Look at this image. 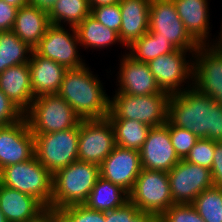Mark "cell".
<instances>
[{
    "instance_id": "obj_1",
    "label": "cell",
    "mask_w": 222,
    "mask_h": 222,
    "mask_svg": "<svg viewBox=\"0 0 222 222\" xmlns=\"http://www.w3.org/2000/svg\"><path fill=\"white\" fill-rule=\"evenodd\" d=\"M168 100L167 121L190 130L198 138L222 142V105L193 86Z\"/></svg>"
},
{
    "instance_id": "obj_2",
    "label": "cell",
    "mask_w": 222,
    "mask_h": 222,
    "mask_svg": "<svg viewBox=\"0 0 222 222\" xmlns=\"http://www.w3.org/2000/svg\"><path fill=\"white\" fill-rule=\"evenodd\" d=\"M87 66L67 69L58 94L71 106L81 120H100L109 114L110 96L103 83Z\"/></svg>"
},
{
    "instance_id": "obj_3",
    "label": "cell",
    "mask_w": 222,
    "mask_h": 222,
    "mask_svg": "<svg viewBox=\"0 0 222 222\" xmlns=\"http://www.w3.org/2000/svg\"><path fill=\"white\" fill-rule=\"evenodd\" d=\"M100 177V166L76 160L53 174L50 210L84 204Z\"/></svg>"
},
{
    "instance_id": "obj_4",
    "label": "cell",
    "mask_w": 222,
    "mask_h": 222,
    "mask_svg": "<svg viewBox=\"0 0 222 222\" xmlns=\"http://www.w3.org/2000/svg\"><path fill=\"white\" fill-rule=\"evenodd\" d=\"M170 94H150L134 96L115 93L110 98L109 120H135L150 127H158L167 123L168 100Z\"/></svg>"
},
{
    "instance_id": "obj_5",
    "label": "cell",
    "mask_w": 222,
    "mask_h": 222,
    "mask_svg": "<svg viewBox=\"0 0 222 222\" xmlns=\"http://www.w3.org/2000/svg\"><path fill=\"white\" fill-rule=\"evenodd\" d=\"M24 117L33 135L67 130L82 121L58 93L34 98Z\"/></svg>"
},
{
    "instance_id": "obj_6",
    "label": "cell",
    "mask_w": 222,
    "mask_h": 222,
    "mask_svg": "<svg viewBox=\"0 0 222 222\" xmlns=\"http://www.w3.org/2000/svg\"><path fill=\"white\" fill-rule=\"evenodd\" d=\"M0 183L33 196L47 209L51 206L53 174L35 155L27 161L4 167L0 171Z\"/></svg>"
},
{
    "instance_id": "obj_7",
    "label": "cell",
    "mask_w": 222,
    "mask_h": 222,
    "mask_svg": "<svg viewBox=\"0 0 222 222\" xmlns=\"http://www.w3.org/2000/svg\"><path fill=\"white\" fill-rule=\"evenodd\" d=\"M78 145L79 126L34 134L35 157L52 174L78 160Z\"/></svg>"
},
{
    "instance_id": "obj_8",
    "label": "cell",
    "mask_w": 222,
    "mask_h": 222,
    "mask_svg": "<svg viewBox=\"0 0 222 222\" xmlns=\"http://www.w3.org/2000/svg\"><path fill=\"white\" fill-rule=\"evenodd\" d=\"M129 201L139 210L152 213L158 219L174 204L168 173L142 169L129 192Z\"/></svg>"
},
{
    "instance_id": "obj_9",
    "label": "cell",
    "mask_w": 222,
    "mask_h": 222,
    "mask_svg": "<svg viewBox=\"0 0 222 222\" xmlns=\"http://www.w3.org/2000/svg\"><path fill=\"white\" fill-rule=\"evenodd\" d=\"M149 31L179 50L195 51L199 44L190 36L176 11L173 0H151Z\"/></svg>"
},
{
    "instance_id": "obj_10",
    "label": "cell",
    "mask_w": 222,
    "mask_h": 222,
    "mask_svg": "<svg viewBox=\"0 0 222 222\" xmlns=\"http://www.w3.org/2000/svg\"><path fill=\"white\" fill-rule=\"evenodd\" d=\"M187 52L192 55L190 60L186 59ZM193 55L194 51L177 49L160 55L147 63L162 91L170 95L177 94L187 89V87L183 88L185 83L188 82L189 86L192 85L193 61L191 60ZM189 80H191L190 83Z\"/></svg>"
},
{
    "instance_id": "obj_11",
    "label": "cell",
    "mask_w": 222,
    "mask_h": 222,
    "mask_svg": "<svg viewBox=\"0 0 222 222\" xmlns=\"http://www.w3.org/2000/svg\"><path fill=\"white\" fill-rule=\"evenodd\" d=\"M192 61V86L222 105V49L199 45Z\"/></svg>"
},
{
    "instance_id": "obj_12",
    "label": "cell",
    "mask_w": 222,
    "mask_h": 222,
    "mask_svg": "<svg viewBox=\"0 0 222 222\" xmlns=\"http://www.w3.org/2000/svg\"><path fill=\"white\" fill-rule=\"evenodd\" d=\"M69 29L68 32L64 26L51 24L33 51L43 58L61 64L66 69H76L86 65L78 54L80 43L75 27Z\"/></svg>"
},
{
    "instance_id": "obj_13",
    "label": "cell",
    "mask_w": 222,
    "mask_h": 222,
    "mask_svg": "<svg viewBox=\"0 0 222 222\" xmlns=\"http://www.w3.org/2000/svg\"><path fill=\"white\" fill-rule=\"evenodd\" d=\"M174 204H192L204 190L212 188L211 170L181 159L168 172Z\"/></svg>"
},
{
    "instance_id": "obj_14",
    "label": "cell",
    "mask_w": 222,
    "mask_h": 222,
    "mask_svg": "<svg viewBox=\"0 0 222 222\" xmlns=\"http://www.w3.org/2000/svg\"><path fill=\"white\" fill-rule=\"evenodd\" d=\"M115 132L108 118L79 124L78 160L101 165L115 147Z\"/></svg>"
},
{
    "instance_id": "obj_15",
    "label": "cell",
    "mask_w": 222,
    "mask_h": 222,
    "mask_svg": "<svg viewBox=\"0 0 222 222\" xmlns=\"http://www.w3.org/2000/svg\"><path fill=\"white\" fill-rule=\"evenodd\" d=\"M34 155V135L25 117L0 127V171L6 166L27 161Z\"/></svg>"
},
{
    "instance_id": "obj_16",
    "label": "cell",
    "mask_w": 222,
    "mask_h": 222,
    "mask_svg": "<svg viewBox=\"0 0 222 222\" xmlns=\"http://www.w3.org/2000/svg\"><path fill=\"white\" fill-rule=\"evenodd\" d=\"M142 169L139 151L115 145L100 165V177L129 193Z\"/></svg>"
},
{
    "instance_id": "obj_17",
    "label": "cell",
    "mask_w": 222,
    "mask_h": 222,
    "mask_svg": "<svg viewBox=\"0 0 222 222\" xmlns=\"http://www.w3.org/2000/svg\"><path fill=\"white\" fill-rule=\"evenodd\" d=\"M143 169L169 172L181 159L175 152L166 125L151 127L140 149Z\"/></svg>"
},
{
    "instance_id": "obj_18",
    "label": "cell",
    "mask_w": 222,
    "mask_h": 222,
    "mask_svg": "<svg viewBox=\"0 0 222 222\" xmlns=\"http://www.w3.org/2000/svg\"><path fill=\"white\" fill-rule=\"evenodd\" d=\"M122 59V60H121ZM120 59L118 71V89L116 93L134 96L163 94L147 63L134 60L128 54Z\"/></svg>"
},
{
    "instance_id": "obj_19",
    "label": "cell",
    "mask_w": 222,
    "mask_h": 222,
    "mask_svg": "<svg viewBox=\"0 0 222 222\" xmlns=\"http://www.w3.org/2000/svg\"><path fill=\"white\" fill-rule=\"evenodd\" d=\"M151 0H121L122 23L119 39L126 48L149 31Z\"/></svg>"
},
{
    "instance_id": "obj_20",
    "label": "cell",
    "mask_w": 222,
    "mask_h": 222,
    "mask_svg": "<svg viewBox=\"0 0 222 222\" xmlns=\"http://www.w3.org/2000/svg\"><path fill=\"white\" fill-rule=\"evenodd\" d=\"M0 209L8 222H29L47 208L36 198L0 183Z\"/></svg>"
},
{
    "instance_id": "obj_21",
    "label": "cell",
    "mask_w": 222,
    "mask_h": 222,
    "mask_svg": "<svg viewBox=\"0 0 222 222\" xmlns=\"http://www.w3.org/2000/svg\"><path fill=\"white\" fill-rule=\"evenodd\" d=\"M31 71V89L34 98L58 93L66 68L61 64L41 57L32 51L28 62Z\"/></svg>"
},
{
    "instance_id": "obj_22",
    "label": "cell",
    "mask_w": 222,
    "mask_h": 222,
    "mask_svg": "<svg viewBox=\"0 0 222 222\" xmlns=\"http://www.w3.org/2000/svg\"><path fill=\"white\" fill-rule=\"evenodd\" d=\"M0 90L25 113L34 99L29 64L11 66L0 73Z\"/></svg>"
},
{
    "instance_id": "obj_23",
    "label": "cell",
    "mask_w": 222,
    "mask_h": 222,
    "mask_svg": "<svg viewBox=\"0 0 222 222\" xmlns=\"http://www.w3.org/2000/svg\"><path fill=\"white\" fill-rule=\"evenodd\" d=\"M173 3L190 36L199 45L211 44L208 0H173Z\"/></svg>"
},
{
    "instance_id": "obj_24",
    "label": "cell",
    "mask_w": 222,
    "mask_h": 222,
    "mask_svg": "<svg viewBox=\"0 0 222 222\" xmlns=\"http://www.w3.org/2000/svg\"><path fill=\"white\" fill-rule=\"evenodd\" d=\"M50 25L48 11L29 3L18 9L12 31L34 49Z\"/></svg>"
},
{
    "instance_id": "obj_25",
    "label": "cell",
    "mask_w": 222,
    "mask_h": 222,
    "mask_svg": "<svg viewBox=\"0 0 222 222\" xmlns=\"http://www.w3.org/2000/svg\"><path fill=\"white\" fill-rule=\"evenodd\" d=\"M129 201V193L119 185L99 177L84 203L95 211H111Z\"/></svg>"
},
{
    "instance_id": "obj_26",
    "label": "cell",
    "mask_w": 222,
    "mask_h": 222,
    "mask_svg": "<svg viewBox=\"0 0 222 222\" xmlns=\"http://www.w3.org/2000/svg\"><path fill=\"white\" fill-rule=\"evenodd\" d=\"M80 46L85 48H107L112 44L121 43L119 35L105 27L91 15L75 27Z\"/></svg>"
},
{
    "instance_id": "obj_27",
    "label": "cell",
    "mask_w": 222,
    "mask_h": 222,
    "mask_svg": "<svg viewBox=\"0 0 222 222\" xmlns=\"http://www.w3.org/2000/svg\"><path fill=\"white\" fill-rule=\"evenodd\" d=\"M32 51L12 30L0 31V73L11 66L28 63Z\"/></svg>"
},
{
    "instance_id": "obj_28",
    "label": "cell",
    "mask_w": 222,
    "mask_h": 222,
    "mask_svg": "<svg viewBox=\"0 0 222 222\" xmlns=\"http://www.w3.org/2000/svg\"><path fill=\"white\" fill-rule=\"evenodd\" d=\"M90 12L88 0H57L48 15L51 24L63 26L67 23L69 27H76Z\"/></svg>"
},
{
    "instance_id": "obj_29",
    "label": "cell",
    "mask_w": 222,
    "mask_h": 222,
    "mask_svg": "<svg viewBox=\"0 0 222 222\" xmlns=\"http://www.w3.org/2000/svg\"><path fill=\"white\" fill-rule=\"evenodd\" d=\"M115 132V144L140 151L151 127L135 120H110Z\"/></svg>"
},
{
    "instance_id": "obj_30",
    "label": "cell",
    "mask_w": 222,
    "mask_h": 222,
    "mask_svg": "<svg viewBox=\"0 0 222 222\" xmlns=\"http://www.w3.org/2000/svg\"><path fill=\"white\" fill-rule=\"evenodd\" d=\"M126 49L131 50L128 55L134 60L144 63H148L160 55L177 50L170 41H165L162 37H154L150 31L134 41Z\"/></svg>"
},
{
    "instance_id": "obj_31",
    "label": "cell",
    "mask_w": 222,
    "mask_h": 222,
    "mask_svg": "<svg viewBox=\"0 0 222 222\" xmlns=\"http://www.w3.org/2000/svg\"><path fill=\"white\" fill-rule=\"evenodd\" d=\"M192 205L205 222H222V188L213 186L199 194Z\"/></svg>"
},
{
    "instance_id": "obj_32",
    "label": "cell",
    "mask_w": 222,
    "mask_h": 222,
    "mask_svg": "<svg viewBox=\"0 0 222 222\" xmlns=\"http://www.w3.org/2000/svg\"><path fill=\"white\" fill-rule=\"evenodd\" d=\"M108 222H157V218L149 212L139 210L130 201L123 206L105 212Z\"/></svg>"
},
{
    "instance_id": "obj_33",
    "label": "cell",
    "mask_w": 222,
    "mask_h": 222,
    "mask_svg": "<svg viewBox=\"0 0 222 222\" xmlns=\"http://www.w3.org/2000/svg\"><path fill=\"white\" fill-rule=\"evenodd\" d=\"M56 212L60 222H108L105 212L95 211L84 204L67 206Z\"/></svg>"
},
{
    "instance_id": "obj_34",
    "label": "cell",
    "mask_w": 222,
    "mask_h": 222,
    "mask_svg": "<svg viewBox=\"0 0 222 222\" xmlns=\"http://www.w3.org/2000/svg\"><path fill=\"white\" fill-rule=\"evenodd\" d=\"M165 125L169 128V135L176 154L180 159H185L199 138L190 130L173 126L168 121Z\"/></svg>"
},
{
    "instance_id": "obj_35",
    "label": "cell",
    "mask_w": 222,
    "mask_h": 222,
    "mask_svg": "<svg viewBox=\"0 0 222 222\" xmlns=\"http://www.w3.org/2000/svg\"><path fill=\"white\" fill-rule=\"evenodd\" d=\"M157 222H205L192 204H173Z\"/></svg>"
},
{
    "instance_id": "obj_36",
    "label": "cell",
    "mask_w": 222,
    "mask_h": 222,
    "mask_svg": "<svg viewBox=\"0 0 222 222\" xmlns=\"http://www.w3.org/2000/svg\"><path fill=\"white\" fill-rule=\"evenodd\" d=\"M214 158V141L208 138L198 139L185 160L211 169Z\"/></svg>"
},
{
    "instance_id": "obj_37",
    "label": "cell",
    "mask_w": 222,
    "mask_h": 222,
    "mask_svg": "<svg viewBox=\"0 0 222 222\" xmlns=\"http://www.w3.org/2000/svg\"><path fill=\"white\" fill-rule=\"evenodd\" d=\"M90 15L119 34L122 17L119 3L91 8Z\"/></svg>"
},
{
    "instance_id": "obj_38",
    "label": "cell",
    "mask_w": 222,
    "mask_h": 222,
    "mask_svg": "<svg viewBox=\"0 0 222 222\" xmlns=\"http://www.w3.org/2000/svg\"><path fill=\"white\" fill-rule=\"evenodd\" d=\"M24 118V112L0 90V127L16 123Z\"/></svg>"
},
{
    "instance_id": "obj_39",
    "label": "cell",
    "mask_w": 222,
    "mask_h": 222,
    "mask_svg": "<svg viewBox=\"0 0 222 222\" xmlns=\"http://www.w3.org/2000/svg\"><path fill=\"white\" fill-rule=\"evenodd\" d=\"M19 8L0 0V31H11Z\"/></svg>"
},
{
    "instance_id": "obj_40",
    "label": "cell",
    "mask_w": 222,
    "mask_h": 222,
    "mask_svg": "<svg viewBox=\"0 0 222 222\" xmlns=\"http://www.w3.org/2000/svg\"><path fill=\"white\" fill-rule=\"evenodd\" d=\"M212 182L222 188V142L214 141V158L211 167Z\"/></svg>"
},
{
    "instance_id": "obj_41",
    "label": "cell",
    "mask_w": 222,
    "mask_h": 222,
    "mask_svg": "<svg viewBox=\"0 0 222 222\" xmlns=\"http://www.w3.org/2000/svg\"><path fill=\"white\" fill-rule=\"evenodd\" d=\"M29 222H60V218L56 211L47 209L38 218Z\"/></svg>"
},
{
    "instance_id": "obj_42",
    "label": "cell",
    "mask_w": 222,
    "mask_h": 222,
    "mask_svg": "<svg viewBox=\"0 0 222 222\" xmlns=\"http://www.w3.org/2000/svg\"><path fill=\"white\" fill-rule=\"evenodd\" d=\"M56 1L57 0H29V3L46 11H49Z\"/></svg>"
},
{
    "instance_id": "obj_43",
    "label": "cell",
    "mask_w": 222,
    "mask_h": 222,
    "mask_svg": "<svg viewBox=\"0 0 222 222\" xmlns=\"http://www.w3.org/2000/svg\"><path fill=\"white\" fill-rule=\"evenodd\" d=\"M90 9L102 5H112L119 3L121 0H88Z\"/></svg>"
},
{
    "instance_id": "obj_44",
    "label": "cell",
    "mask_w": 222,
    "mask_h": 222,
    "mask_svg": "<svg viewBox=\"0 0 222 222\" xmlns=\"http://www.w3.org/2000/svg\"><path fill=\"white\" fill-rule=\"evenodd\" d=\"M3 1H5L7 4L13 5L17 8H20L22 6L29 4V0H3Z\"/></svg>"
},
{
    "instance_id": "obj_45",
    "label": "cell",
    "mask_w": 222,
    "mask_h": 222,
    "mask_svg": "<svg viewBox=\"0 0 222 222\" xmlns=\"http://www.w3.org/2000/svg\"><path fill=\"white\" fill-rule=\"evenodd\" d=\"M221 24H222V23H221ZM220 29H221V31H220V33H219V35H218V38H216L218 41L215 40V41H213V43H212V42H210V43H211L213 46L222 49V25H221ZM219 36H220V37H219ZM214 42H215V43H214ZM216 42H217V43H216Z\"/></svg>"
},
{
    "instance_id": "obj_46",
    "label": "cell",
    "mask_w": 222,
    "mask_h": 222,
    "mask_svg": "<svg viewBox=\"0 0 222 222\" xmlns=\"http://www.w3.org/2000/svg\"><path fill=\"white\" fill-rule=\"evenodd\" d=\"M0 222H8L6 217L4 216V214L2 213L1 209H0Z\"/></svg>"
}]
</instances>
